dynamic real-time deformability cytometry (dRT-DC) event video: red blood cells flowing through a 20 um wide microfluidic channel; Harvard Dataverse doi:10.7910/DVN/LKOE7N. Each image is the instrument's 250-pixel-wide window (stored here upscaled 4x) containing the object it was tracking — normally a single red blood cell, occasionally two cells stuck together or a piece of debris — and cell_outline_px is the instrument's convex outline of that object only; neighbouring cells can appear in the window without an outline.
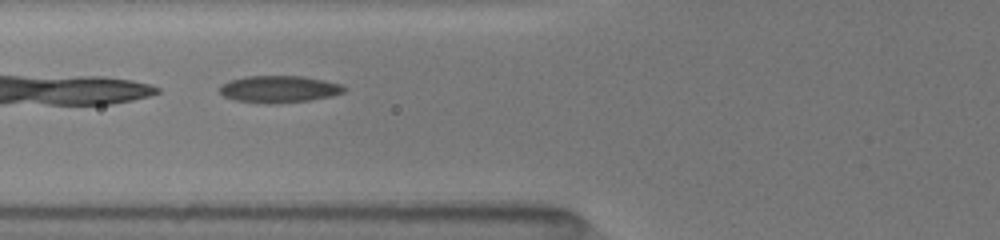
{"species": "common noctule bat (a hibernating species)", "species_latin": "Nyctalus noctula", "temperature_condition": "room temperature", "stored_images_in_passage": 33, "camera_frame_rate_fps": 3000, "um_per_image_px": 0.085, "animal": {"sex": "female", "body_mass_g": 19.5, "forearm_length_mm": 54.1}, "frame": {"image": 1, "passage_image": 3, "time_ms": 0.667, "image_size_px": [1000, 240], "cell_outline_px": [[348, 88], [344, 92], [332, 96], [312, 100], [276, 104], [260, 104], [232, 100], [224, 96], [220, 92], [220, 88], [228, 80], [248, 76], [304, 76], [324, 80], [340, 84]], "centroid_in_image_um": [23.73, 7.59], "position_along_channel_um": 102.1, "area_um2": 19.88}}
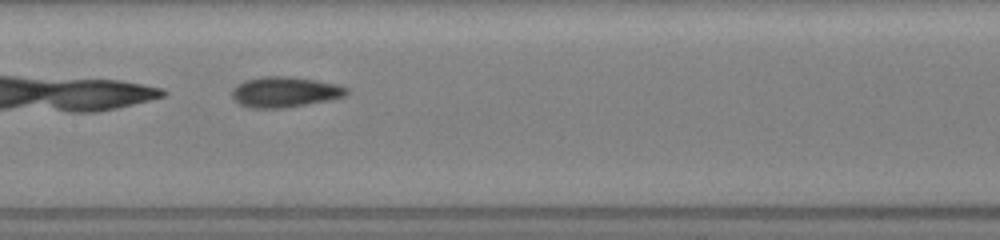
{"frame": {"image": 2, "passage_image": 9, "time_ms": 2.667, "image_size_px": [1000, 240], "cell_outline_px": [[348, 92], [344, 96], [328, 100], [308, 104], [284, 108], [252, 108], [240, 104], [232, 96], [232, 88], [236, 84], [244, 80], [260, 76], [292, 76], [316, 80], [336, 84], [348, 88]], "centroid_in_image_um": [24.18, 7.8], "position_along_channel_um": 183.2, "area_um2": 20.46}}
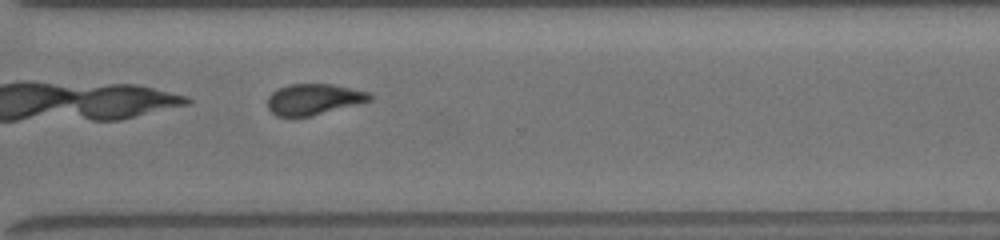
{"frame": {"image": 3, "passage_image": 21, "time_ms": 6.667, "image_size_px": [1000, 240], "cell_outline_px": [[372, 100], [312, 116], [292, 120], [276, 116], [268, 108], [268, 96], [272, 92], [288, 84], [332, 84], [368, 92], [372, 96]], "centroid_in_image_um": [26.61, 8.48], "position_along_channel_um": 344.0, "area_um2": 18.79}, "authors_computed_cell_mechanics": {"area_um2": 19.4786, "velocity_mm_per_s": 4.0387, "shape_relaxation_time_tau1_ms": 3.6116, "shape_relaxation_time_tau2_ms": 2.5425, "deformation_change_tau1": 0.135, "deformation_change_tau2": 0.0927}}